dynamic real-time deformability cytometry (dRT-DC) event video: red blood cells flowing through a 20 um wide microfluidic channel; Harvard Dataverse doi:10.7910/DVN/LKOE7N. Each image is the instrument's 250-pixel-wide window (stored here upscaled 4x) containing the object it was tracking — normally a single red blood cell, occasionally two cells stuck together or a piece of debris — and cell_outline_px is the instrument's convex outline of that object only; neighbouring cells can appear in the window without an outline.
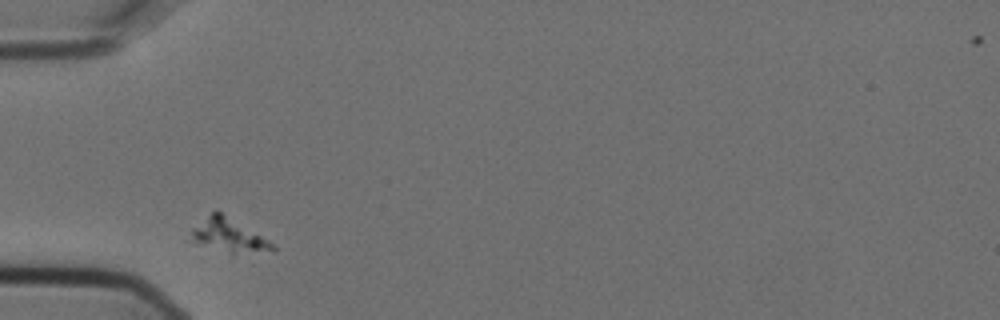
{"species": "Egyptian fruit bat (a non-hibernating species)", "species_latin": "Rousettus aegyptiacus", "temperature_condition": "cold", "stored_images_in_passage": 2, "camera_frame_rate_fps": 3000, "um_per_image_px": 0.085, "animal": {"sex": "female"}, "frame": {"image": 1, "passage_image": 1, "time_ms": 0.0, "image_size_px": [1000, 320], "cell_outline_px": [[276, 252], [232, 252], [184, 240], [192, 228], [212, 212], [220, 212], [268, 240], [276, 248]], "centroid_in_image_um": [19.37, 20.02], "position_along_channel_um": 65.6, "area_um2": 15.37}}
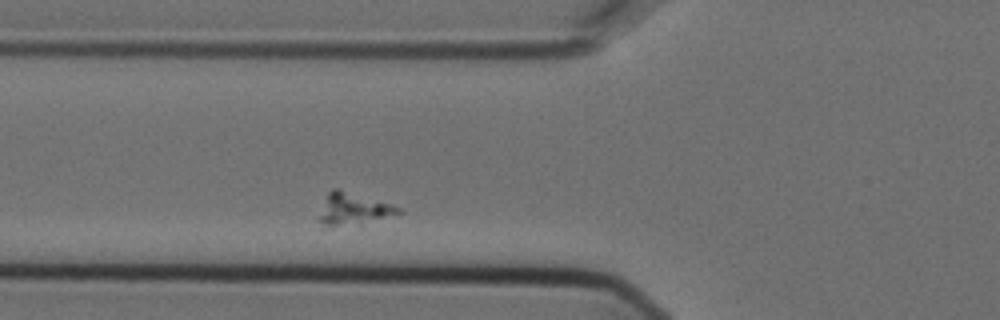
{"frame": {"image": 2, "passage_image": 2, "time_ms": 0.333, "image_size_px": [1000, 320], "cell_outline_px": [[400, 212], [360, 224], [324, 224], [316, 220], [328, 192], [332, 188], [340, 188], [392, 204], [400, 208]], "centroid_in_image_um": [29.99, 17.71], "position_along_channel_um": 95.8, "area_um2": 14.33}}